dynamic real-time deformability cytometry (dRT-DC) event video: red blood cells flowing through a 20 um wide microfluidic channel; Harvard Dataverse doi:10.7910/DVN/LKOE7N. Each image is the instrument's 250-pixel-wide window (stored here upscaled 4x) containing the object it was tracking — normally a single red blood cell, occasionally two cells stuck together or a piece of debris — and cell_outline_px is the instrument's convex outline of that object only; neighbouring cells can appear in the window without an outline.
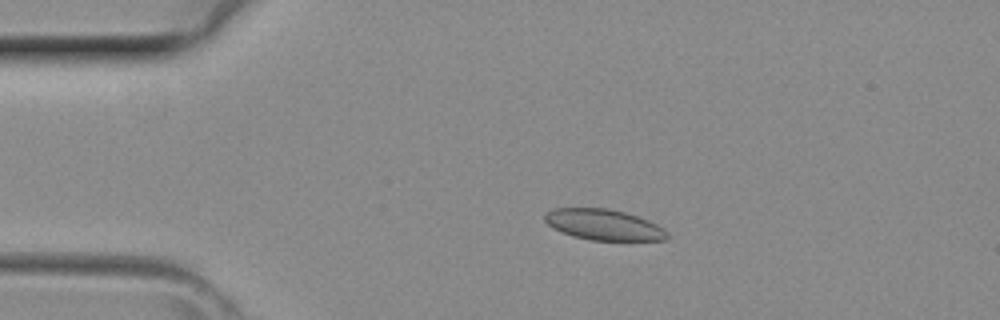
{"species": "common noctule bat (a hibernating species)", "species_latin": "Nyctalus noctula", "temperature_condition": "room temperature", "stored_images_in_passage": 42, "camera_frame_rate_fps": 3000, "um_per_image_px": 0.085, "animal": {"sex": "female", "body_mass_g": 29.2, "forearm_length_mm": 56.3}, "frame": {"image": 1, "passage_image": 9, "time_ms": 2.667, "image_size_px": [1000, 320], "cell_outline_px": [[668, 240], [588, 240], [572, 236], [552, 228], [544, 220], [544, 212], [552, 208], [608, 208], [624, 212], [648, 220], [664, 228], [668, 232]], "centroid_in_image_um": [51.28, 19.1], "position_along_channel_um": 33.7, "area_um2": 22.14}}
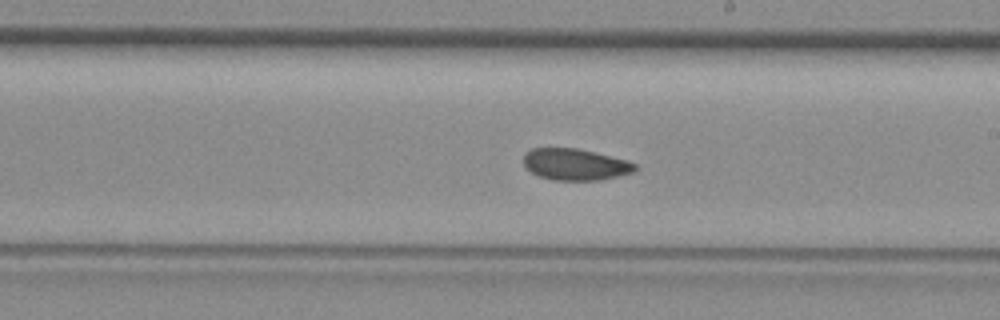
{"frame": {"image": 2, "passage_image": 24, "time_ms": 7.667, "image_size_px": [1000, 320], "cell_outline_px": [[636, 168], [632, 172], [600, 180], [552, 180], [540, 176], [532, 172], [524, 164], [524, 152], [532, 148], [576, 148], [624, 160], [636, 164]], "centroid_in_image_um": [48.84, 13.97], "position_along_channel_um": 240.2, "area_um2": 20.06}}
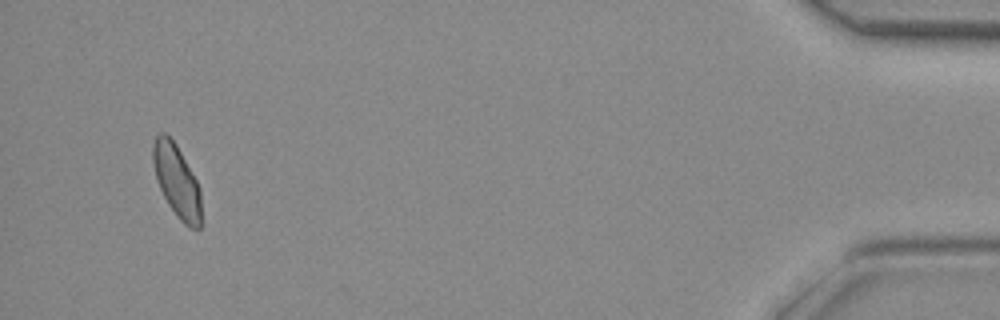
{"frame": {"image": 3, "passage_image": 40, "time_ms": 13.0, "image_size_px": [1000, 320], "cell_outline_px": [[200, 228], [196, 232], [188, 228], [176, 216], [168, 204], [156, 180], [152, 160], [152, 144], [156, 136], [160, 132], [164, 132], [176, 144], [196, 180], [200, 188]], "centroid_in_image_um": [15.01, 15.41], "position_along_channel_um": 420.2, "area_um2": 20.46}}